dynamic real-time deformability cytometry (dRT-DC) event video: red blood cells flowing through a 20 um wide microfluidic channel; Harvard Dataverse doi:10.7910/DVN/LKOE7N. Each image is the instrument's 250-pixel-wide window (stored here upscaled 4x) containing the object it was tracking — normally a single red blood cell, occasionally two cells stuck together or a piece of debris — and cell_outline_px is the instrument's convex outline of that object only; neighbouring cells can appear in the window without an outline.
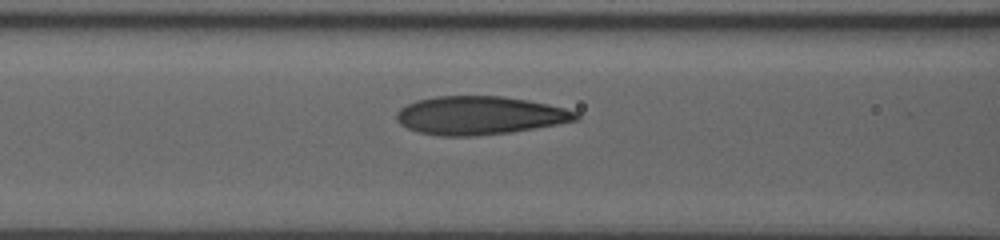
{"species": "human", "species_latin": "Homo sapiens", "temperature_condition": "room temperature", "stored_images_in_passage": 42, "camera_frame_rate_fps": 3000, "um_per_image_px": 0.085, "donor": {"sex": "male"}, "frame": {"image": 1, "passage_image": 17, "time_ms": 5.333, "image_size_px": [1000, 240], "cell_outline_px": [[580, 120], [508, 132], [472, 136], [440, 136], [420, 132], [408, 128], [400, 124], [396, 120], [396, 112], [400, 108], [416, 100], [436, 96], [500, 96], [528, 100], [548, 104], [580, 112]], "centroid_in_image_um": [40.77, 9.8], "position_along_channel_um": 125.8, "area_um2": 40.0}}
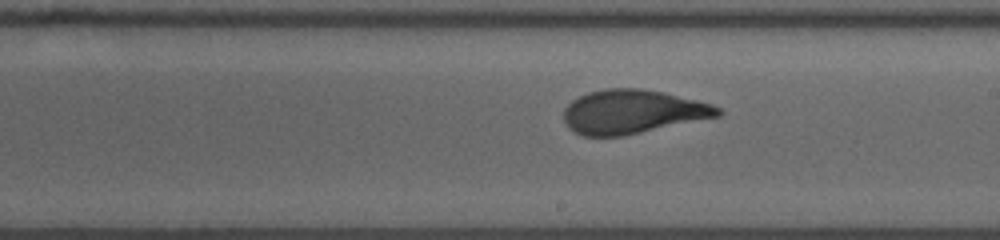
{"frame": {"image": 2, "passage_image": 26, "time_ms": 8.333, "image_size_px": [1000, 240], "cell_outline_px": [[724, 112], [720, 116], [624, 136], [584, 136], [572, 132], [568, 128], [564, 120], [564, 108], [572, 100], [588, 92], [604, 88], [640, 88], [664, 92], [712, 104], [720, 108]], "centroid_in_image_um": [53.76, 9.5], "position_along_channel_um": 235.2, "area_um2": 39.65}}
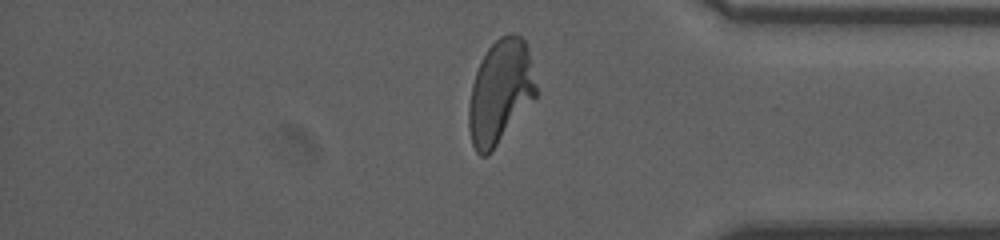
{"frame": {"image": 3, "passage_image": 40, "time_ms": 13.0, "image_size_px": [1000, 240], "cell_outline_px": [[536, 96], [492, 152], [488, 156], [480, 156], [476, 152], [472, 144], [468, 128], [468, 104], [472, 84], [476, 72], [488, 48], [500, 36], [508, 32], [512, 32], [520, 36], [524, 40], [528, 52], [536, 84]], "centroid_in_image_um": [42.49, 7.84], "position_along_channel_um": 392.7, "area_um2": 40.52}}